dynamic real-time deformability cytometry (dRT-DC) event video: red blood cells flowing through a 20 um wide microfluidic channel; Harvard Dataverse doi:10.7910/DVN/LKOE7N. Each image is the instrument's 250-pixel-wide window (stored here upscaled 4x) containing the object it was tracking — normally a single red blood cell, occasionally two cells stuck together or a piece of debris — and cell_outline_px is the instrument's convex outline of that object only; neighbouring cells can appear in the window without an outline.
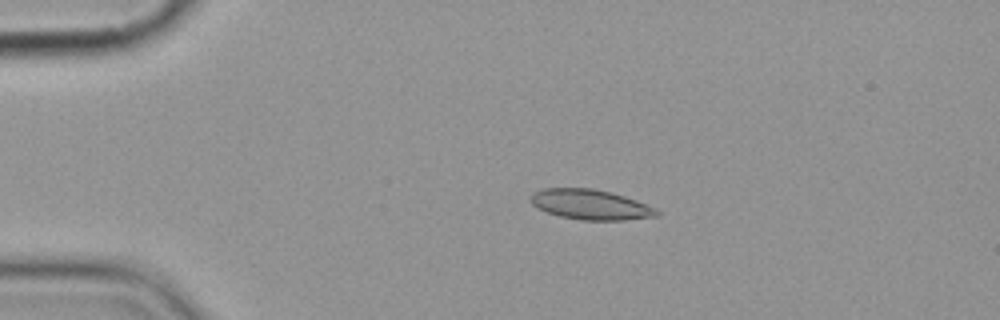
{"species": "common noctule bat (a hibernating species)", "species_latin": "Nyctalus noctula", "temperature_condition": "cold", "stored_images_in_passage": 5, "camera_frame_rate_fps": 3000, "um_per_image_px": 0.085, "animal": {"sex": "female", "body_mass_g": 19.9}, "frame": {"image": 1, "passage_image": 3, "time_ms": 2.667, "image_size_px": [1000, 320], "cell_outline_px": [[660, 216], [624, 220], [580, 220], [560, 216], [548, 212], [532, 204], [528, 196], [532, 192], [544, 188], [592, 188], [612, 192], [636, 200], [656, 208], [660, 212]], "centroid_in_image_um": [50.2, 17.38], "position_along_channel_um": 34.8, "area_um2": 22.25}}
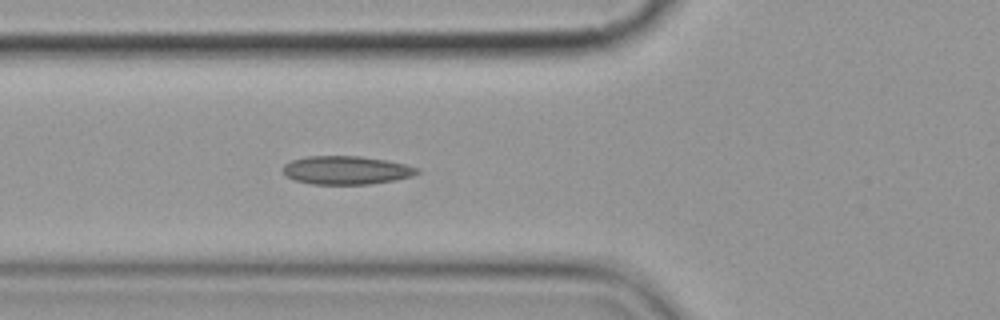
{"frame": {"image": 2, "passage_image": 5, "time_ms": 5.667, "image_size_px": [1000, 320], "cell_outline_px": [[420, 172], [412, 176], [396, 180], [368, 184], [312, 184], [296, 180], [288, 176], [284, 172], [284, 164], [292, 160], [304, 156], [360, 156], [384, 160], [404, 164], [420, 168]], "centroid_in_image_um": [29.46, 14.46], "position_along_channel_um": 96.3, "area_um2": 22.08}}